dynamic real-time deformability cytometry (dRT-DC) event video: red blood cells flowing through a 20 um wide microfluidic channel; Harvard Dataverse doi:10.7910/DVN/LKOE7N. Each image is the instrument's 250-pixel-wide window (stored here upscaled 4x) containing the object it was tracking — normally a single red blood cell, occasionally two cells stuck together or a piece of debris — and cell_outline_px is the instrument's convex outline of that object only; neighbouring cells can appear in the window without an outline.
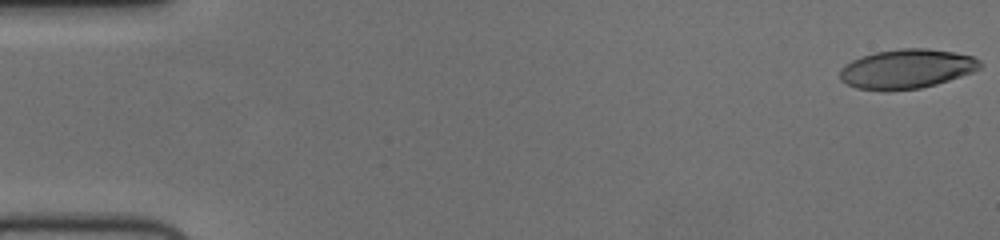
{"species": "human", "species_latin": "Homo sapiens", "temperature_condition": "cold", "stored_images_in_passage": 56, "camera_frame_rate_fps": 3000, "um_per_image_px": 0.085, "donor": {"sex": "female"}, "frame": {"image": 1, "passage_image": 1, "time_ms": 0.0, "image_size_px": [1000, 240], "cell_outline_px": [[980, 68], [972, 72], [936, 84], [920, 88], [888, 92], [884, 92], [856, 88], [840, 80], [840, 68], [844, 64], [852, 60], [876, 52], [900, 48], [928, 48], [952, 52], [972, 56], [980, 60]], "centroid_in_image_um": [77.02, 5.87], "position_along_channel_um": 8.0, "area_um2": 32.25}}
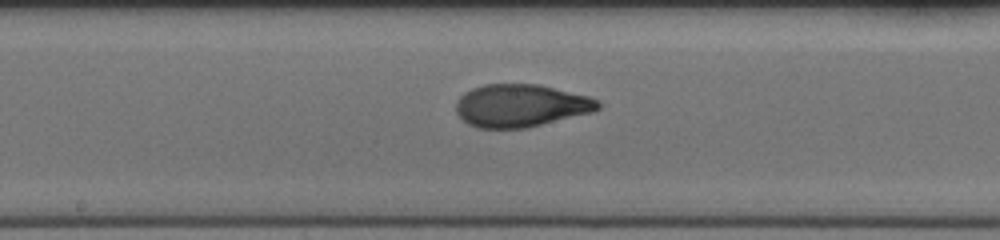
{"frame": {"image": 2, "passage_image": 30, "time_ms": 9.667, "image_size_px": [1000, 240], "cell_outline_px": [[600, 108], [592, 112], [524, 128], [476, 128], [468, 124], [456, 112], [456, 100], [464, 92], [472, 88], [484, 84], [540, 84], [588, 96], [600, 100]], "centroid_in_image_um": [44.25, 8.96], "position_along_channel_um": 204.0, "area_um2": 35.32}}
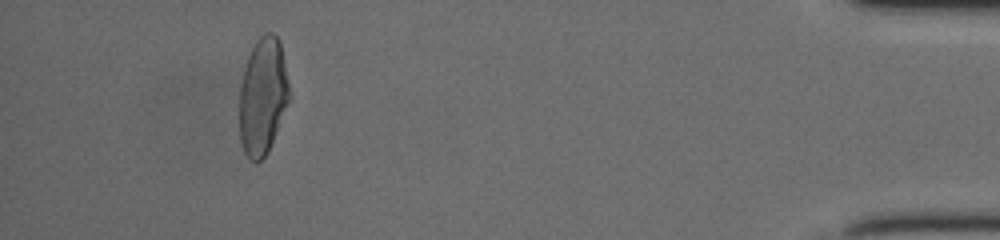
{"frame": {"image": 3, "passage_image": 52, "time_ms": 17.0, "image_size_px": [1000, 240], "cell_outline_px": [[288, 100], [268, 152], [256, 164], [244, 152], [240, 140], [240, 88], [244, 68], [248, 56], [256, 40], [264, 32], [272, 32], [280, 40], [288, 80]], "centroid_in_image_um": [22.32, 8.15], "position_along_channel_um": 412.9, "area_um2": 33.52}, "authors_computed_cell_mechanics": {"area_um2": 34.7089, "velocity_mm_per_s": 3.726, "shape_relaxation_time_tau1_ms": 5.3924, "shape_relaxation_time_tau2_ms": 1.1182, "deformation_change_tau1": 0.2293, "deformation_change_tau2": 0.064}}